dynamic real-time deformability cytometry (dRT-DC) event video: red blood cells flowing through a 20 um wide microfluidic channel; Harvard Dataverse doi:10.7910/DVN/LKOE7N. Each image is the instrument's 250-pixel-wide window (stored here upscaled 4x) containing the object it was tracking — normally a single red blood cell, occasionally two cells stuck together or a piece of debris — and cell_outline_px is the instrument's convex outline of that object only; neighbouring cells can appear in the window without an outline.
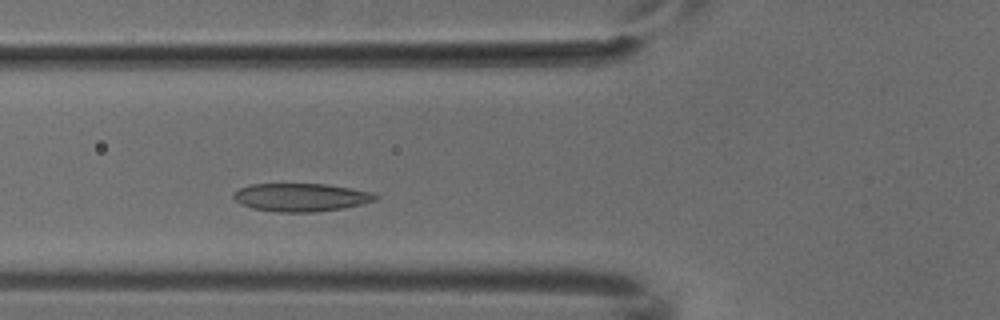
{"species": "common noctule bat (a hibernating species)", "species_latin": "Nyctalus noctula", "temperature_condition": "cold", "stored_images_in_passage": 4, "camera_frame_rate_fps": 3000, "um_per_image_px": 0.085, "animal": {"sex": "male", "body_mass_g": 18.8}, "frame": {"image": 1, "passage_image": 3, "time_ms": 0.667, "image_size_px": [1000, 320], "cell_outline_px": [[380, 196], [376, 200], [344, 208], [316, 212], [276, 212], [252, 208], [240, 204], [232, 196], [240, 188], [248, 184], [328, 184], [352, 188], [372, 192]], "centroid_in_image_um": [25.6, 16.77], "position_along_channel_um": 100.2, "area_um2": 23.35}}